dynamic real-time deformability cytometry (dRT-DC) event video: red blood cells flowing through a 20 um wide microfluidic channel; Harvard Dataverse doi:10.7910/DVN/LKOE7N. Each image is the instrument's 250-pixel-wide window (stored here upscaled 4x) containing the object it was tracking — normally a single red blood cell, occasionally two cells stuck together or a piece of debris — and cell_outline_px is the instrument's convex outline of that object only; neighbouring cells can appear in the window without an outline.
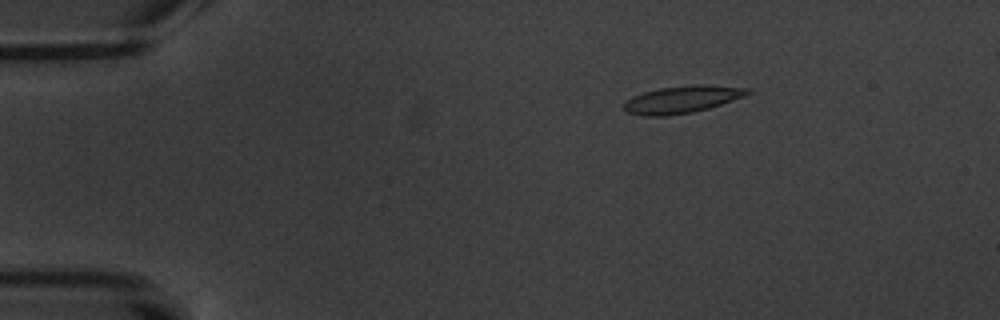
{"species": "common noctule bat (a hibernating species)", "species_latin": "Nyctalus noctula", "temperature_condition": "warm", "stored_images_in_passage": 5, "camera_frame_rate_fps": 3000, "um_per_image_px": 0.085, "animal": {"sex": "male", "body_mass_g": 20.1, "forearm_length_mm": 53.5}, "frame": {"image": 1, "passage_image": 2, "time_ms": 1.333, "image_size_px": [1000, 320], "cell_outline_px": [[752, 92], [744, 96], [708, 108], [692, 112], [668, 116], [644, 116], [628, 112], [624, 108], [624, 104], [632, 96], [644, 92], [660, 88], [700, 84], [704, 84], [752, 88]], "centroid_in_image_um": [58.01, 8.44], "position_along_channel_um": 27.0, "area_um2": 19.48}}